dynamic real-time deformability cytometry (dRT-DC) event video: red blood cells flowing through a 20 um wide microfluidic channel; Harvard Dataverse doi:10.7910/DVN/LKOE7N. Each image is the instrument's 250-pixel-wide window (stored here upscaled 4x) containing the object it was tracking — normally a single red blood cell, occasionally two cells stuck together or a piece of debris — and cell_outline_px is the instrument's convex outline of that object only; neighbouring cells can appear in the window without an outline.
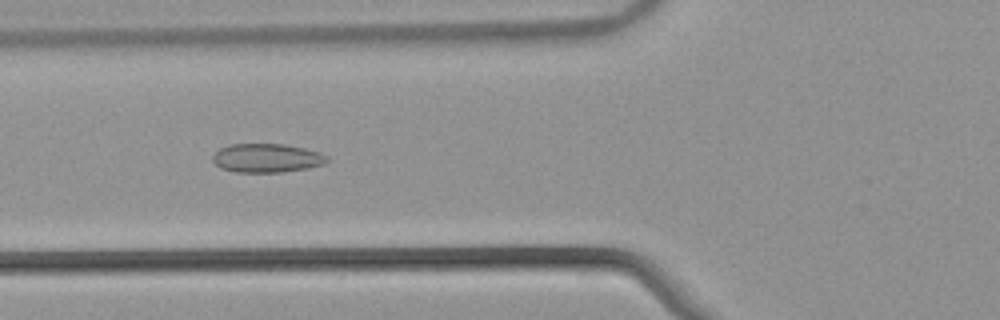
{"species": "common noctule bat (a hibernating species)", "species_latin": "Nyctalus noctula", "temperature_condition": "warm", "stored_images_in_passage": 53, "camera_frame_rate_fps": 3000, "um_per_image_px": 0.085, "animal": {"sex": "male", "body_mass_g": 21.5, "forearm_length_mm": 52.0}, "frame": {"image": 1, "passage_image": 20, "time_ms": 6.333, "image_size_px": [1000, 320], "cell_outline_px": [[328, 160], [324, 164], [308, 168], [284, 172], [236, 172], [220, 168], [212, 160], [212, 156], [220, 148], [228, 144], [284, 144], [304, 148], [320, 152], [328, 156]], "centroid_in_image_um": [22.68, 13.43], "position_along_channel_um": 103.1, "area_um2": 19.31}}
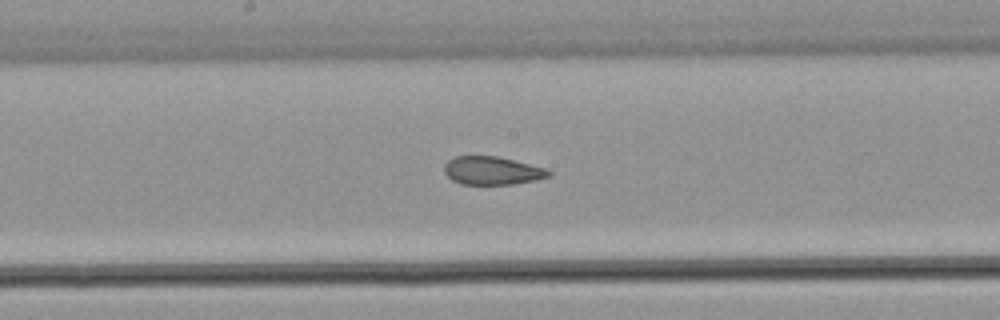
{"frame": {"image": 2, "passage_image": 28, "time_ms": 9.0, "image_size_px": [1000, 320], "cell_outline_px": [[552, 172], [548, 176], [532, 180], [512, 184], [460, 184], [452, 180], [444, 172], [444, 164], [448, 160], [456, 156], [496, 156], [548, 168]], "centroid_in_image_um": [41.81, 14.49], "position_along_channel_um": 206.4, "area_um2": 17.05}}
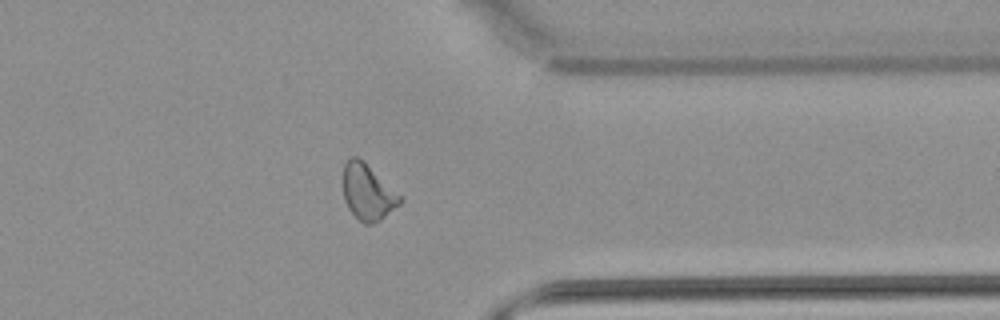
{"frame": {"image": 3, "passage_image": 42, "time_ms": 13.667, "image_size_px": [1000, 320], "cell_outline_px": [[404, 200], [400, 204], [380, 220], [372, 224], [364, 224], [348, 208], [344, 200], [344, 164], [352, 156], [356, 156], [364, 160], [404, 196]], "centroid_in_image_um": [31.32, 16.31], "position_along_channel_um": 380.1, "area_um2": 18.79}, "authors_computed_cell_mechanics": {"area_um2": 18.785, "velocity_mm_per_s": 3.868, "shape_relaxation_time_tau1_ms": null, "shape_relaxation_time_tau2_ms": 1.7317, "deformation_change_tau1": null, "deformation_change_tau2": 0.0845}}